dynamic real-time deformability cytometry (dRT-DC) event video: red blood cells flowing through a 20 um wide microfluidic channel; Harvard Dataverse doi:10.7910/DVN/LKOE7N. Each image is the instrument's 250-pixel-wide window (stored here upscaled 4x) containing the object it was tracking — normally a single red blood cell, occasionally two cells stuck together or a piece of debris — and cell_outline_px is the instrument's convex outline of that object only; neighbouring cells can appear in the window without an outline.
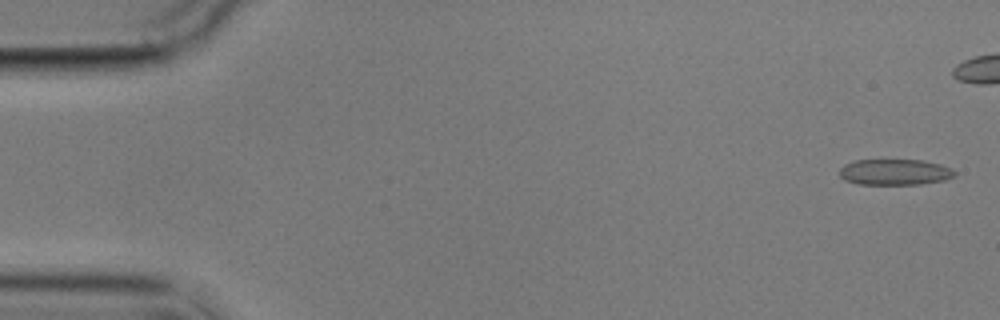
{"species": "common noctule bat (a hibernating species)", "species_latin": "Nyctalus noctula", "temperature_condition": "cold", "stored_images_in_passage": 3, "camera_frame_rate_fps": 3000, "um_per_image_px": 0.085, "animal": {"sex": "male", "body_mass_g": 17.9}, "frame": {"image": 1, "passage_image": 1, "time_ms": 0.0, "image_size_px": [1000, 320], "cell_outline_px": [[956, 176], [944, 180], [920, 184], [856, 184], [844, 180], [840, 176], [840, 168], [844, 164], [856, 160], [924, 160], [940, 164], [952, 168], [956, 172]], "centroid_in_image_um": [76.07, 14.62], "position_along_channel_um": 8.9, "area_um2": 17.51}}